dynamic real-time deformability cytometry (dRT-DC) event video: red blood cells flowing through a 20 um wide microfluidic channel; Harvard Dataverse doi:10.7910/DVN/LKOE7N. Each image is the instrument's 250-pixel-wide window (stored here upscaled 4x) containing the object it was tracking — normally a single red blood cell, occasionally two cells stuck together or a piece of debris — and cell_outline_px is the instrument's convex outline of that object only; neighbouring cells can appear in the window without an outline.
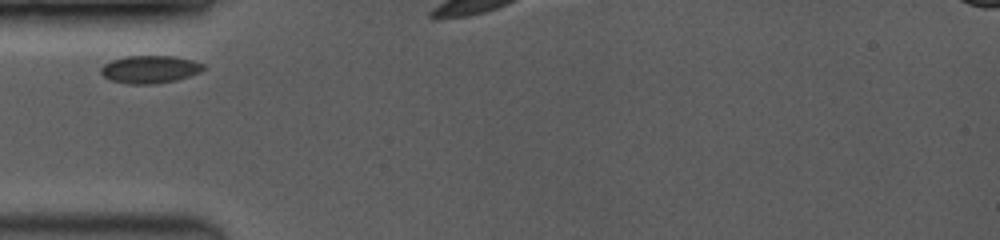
{"species": "common noctule bat (a hibernating species)", "species_latin": "Nyctalus noctula", "temperature_condition": "room temperature", "stored_images_in_passage": 6, "camera_frame_rate_fps": 3500, "um_per_image_px": 0.085, "animal": {"sex": "female", "body_mass_g": 19.0, "forearm_length_mm": 53.3}, "frame": {"image": 1, "passage_image": 1, "time_ms": 0.0, "image_size_px": [1000, 240], "cell_outline_px": [[204, 68], [200, 72], [176, 80], [152, 84], [128, 84], [112, 80], [104, 76], [100, 72], [100, 68], [104, 64], [112, 60], [124, 56], [172, 56], [192, 60], [204, 64]], "centroid_in_image_um": [12.72, 5.89], "position_along_channel_um": 72.3, "area_um2": 16.42}}
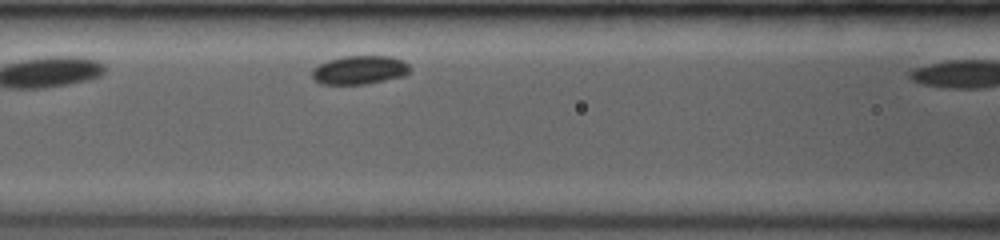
{"frame": {"image": 2, "passage_image": 5, "time_ms": 1.714, "image_size_px": [1000, 240], "cell_outline_px": [[408, 72], [404, 76], [368, 84], [320, 84], [312, 76], [312, 68], [328, 60], [344, 56], [392, 56], [404, 60], [408, 64]], "centroid_in_image_um": [30.57, 5.94], "position_along_channel_um": 136.0, "area_um2": 16.36}}